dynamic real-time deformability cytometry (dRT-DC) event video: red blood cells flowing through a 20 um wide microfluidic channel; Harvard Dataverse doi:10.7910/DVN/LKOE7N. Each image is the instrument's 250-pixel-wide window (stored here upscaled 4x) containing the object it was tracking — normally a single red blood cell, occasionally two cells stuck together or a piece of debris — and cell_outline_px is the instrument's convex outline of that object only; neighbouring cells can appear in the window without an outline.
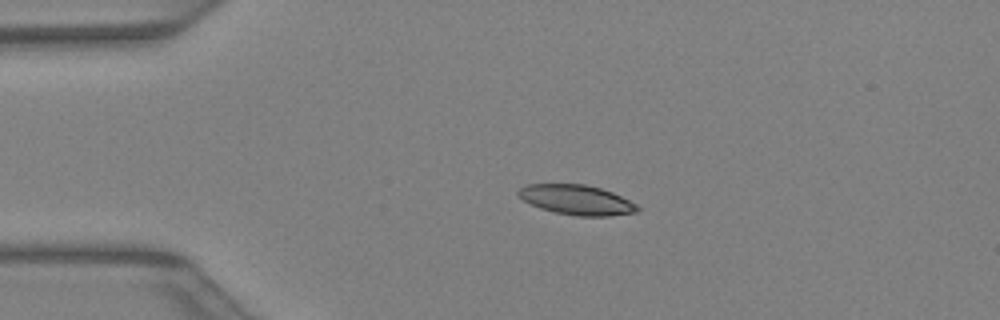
{"species": "Egyptian fruit bat (a non-hibernating species)", "species_latin": "Rousettus aegyptiacus", "temperature_condition": "warm", "stored_images_in_passage": 33, "camera_frame_rate_fps": 3000, "um_per_image_px": 0.085, "animal": {"sex": "female"}, "frame": {"image": 1, "passage_image": 1, "time_ms": 0.0, "image_size_px": [1000, 320], "cell_outline_px": [[640, 208], [636, 212], [608, 216], [576, 216], [556, 212], [540, 208], [524, 200], [516, 192], [524, 184], [584, 184], [600, 188], [612, 192], [636, 204]], "centroid_in_image_um": [49.0, 16.98], "position_along_channel_um": 36.0, "area_um2": 20.52}}
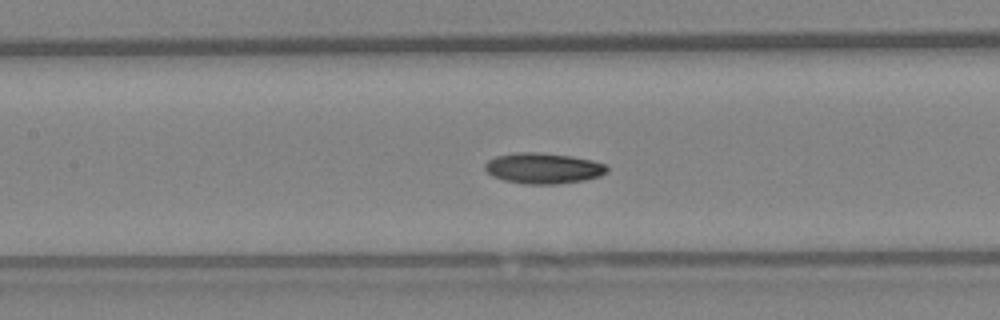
{"frame": {"image": 2, "passage_image": 11, "time_ms": 3.333, "image_size_px": [1000, 320], "cell_outline_px": [[608, 172], [600, 176], [584, 180], [556, 184], [528, 184], [504, 180], [492, 176], [484, 168], [484, 164], [488, 160], [496, 156], [516, 152], [536, 152], [572, 156], [592, 160], [604, 164], [608, 168]], "centroid_in_image_um": [46.17, 14.3], "position_along_channel_um": 161.2, "area_um2": 21.85}}
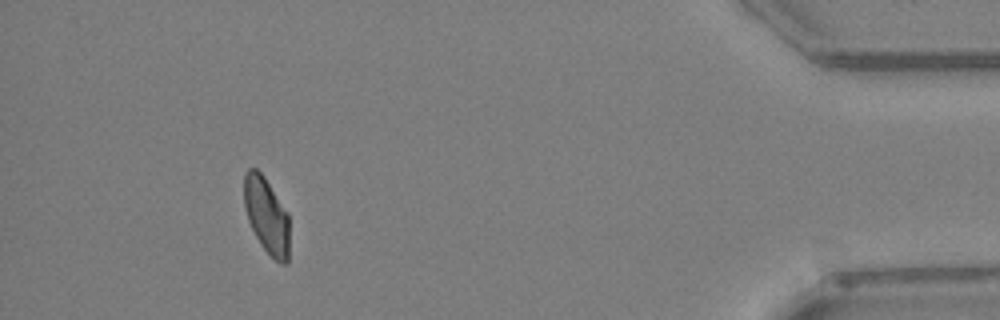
{"frame": {"image": 3, "passage_image": 30, "time_ms": 9.667, "image_size_px": [1000, 320], "cell_outline_px": [[288, 264], [284, 264], [276, 260], [260, 244], [248, 220], [244, 204], [244, 172], [248, 168], [256, 168], [264, 176], [288, 212]], "centroid_in_image_um": [22.65, 18.27], "position_along_channel_um": 412.6, "area_um2": 19.94}}